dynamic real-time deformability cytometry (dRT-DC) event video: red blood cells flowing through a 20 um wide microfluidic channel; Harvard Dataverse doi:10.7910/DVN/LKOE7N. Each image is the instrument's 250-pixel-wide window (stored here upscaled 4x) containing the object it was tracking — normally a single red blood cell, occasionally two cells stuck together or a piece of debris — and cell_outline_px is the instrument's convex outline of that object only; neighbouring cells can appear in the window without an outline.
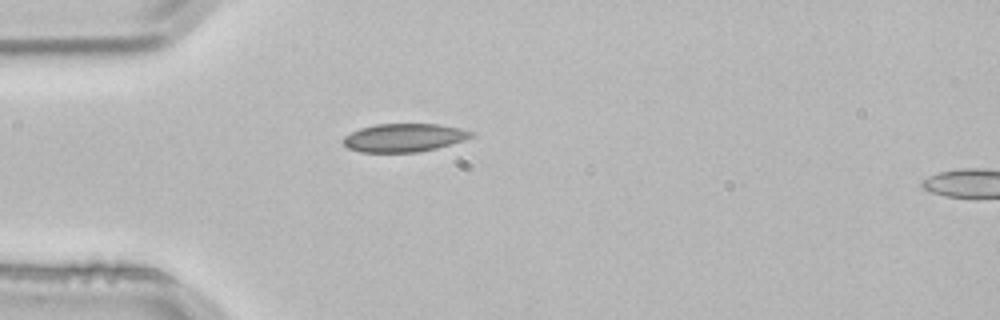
{"species": "common noctule bat (a hibernating species)", "species_latin": "Nyctalus noctula", "temperature_condition": "room temperature", "stored_images_in_passage": 2, "segment_of_instrument_passage": [1, 2], "camera_frame_rate_fps": 3000, "um_per_image_px": 0.085, "animal": {"sex": "male", "body_mass_g": 21.5, "forearm_length_mm": 52.0}, "frame": {"image": 1, "passage_image": 1, "time_ms": 0.0, "image_size_px": [1000, 320], "cell_outline_px": [[476, 132], [472, 136], [464, 140], [436, 148], [416, 152], [360, 152], [348, 148], [344, 144], [344, 136], [360, 128], [376, 124], [436, 124], [460, 128]], "centroid_in_image_um": [34.35, 11.7], "position_along_channel_um": 50.7, "area_um2": 20.92}}